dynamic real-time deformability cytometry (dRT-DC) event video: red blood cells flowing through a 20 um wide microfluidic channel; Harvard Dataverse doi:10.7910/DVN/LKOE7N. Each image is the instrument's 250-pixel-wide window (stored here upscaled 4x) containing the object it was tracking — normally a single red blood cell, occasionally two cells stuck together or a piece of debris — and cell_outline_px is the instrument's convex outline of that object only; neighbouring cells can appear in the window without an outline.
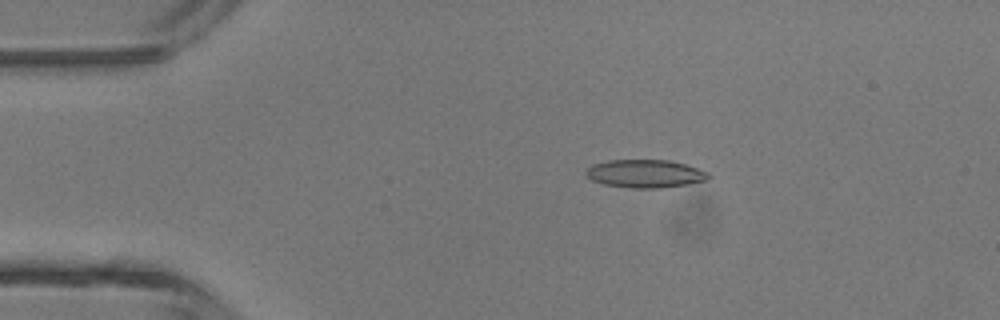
{"species": "common noctule bat (a hibernating species)", "species_latin": "Nyctalus noctula", "temperature_condition": "room temperature", "stored_images_in_passage": 3, "camera_frame_rate_fps": 3000, "um_per_image_px": 0.085, "animal": {"sex": "male", "body_mass_g": 13.3}, "frame": {"image": 1, "passage_image": 2, "time_ms": 0.333, "image_size_px": [1000, 320], "cell_outline_px": [[712, 176], [708, 180], [688, 184], [660, 188], [632, 188], [604, 184], [592, 180], [584, 172], [592, 164], [608, 160], [668, 160], [684, 164], [708, 172]], "centroid_in_image_um": [54.85, 14.76], "position_along_channel_um": 30.2, "area_um2": 20.0}}